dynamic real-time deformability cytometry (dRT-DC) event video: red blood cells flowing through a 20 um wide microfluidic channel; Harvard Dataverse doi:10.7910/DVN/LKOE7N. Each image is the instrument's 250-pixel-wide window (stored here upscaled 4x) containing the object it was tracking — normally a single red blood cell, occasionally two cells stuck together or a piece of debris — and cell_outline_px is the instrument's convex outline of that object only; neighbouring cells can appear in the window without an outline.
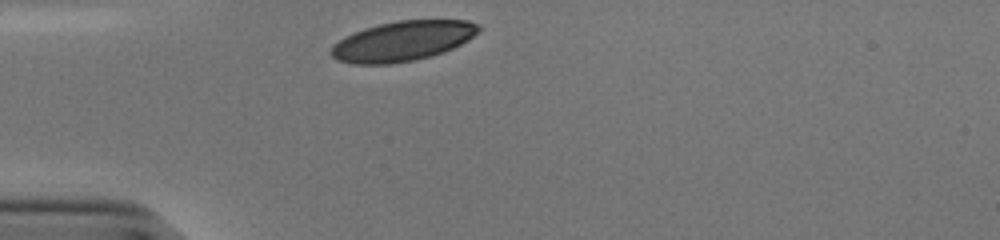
{"species": "human", "species_latin": "Homo sapiens", "temperature_condition": "cold", "stored_images_in_passage": 28, "camera_frame_rate_fps": 3000, "um_per_image_px": 0.085, "donor": {"sex": "male"}, "frame": {"image": 1, "passage_image": 1, "time_ms": 0.0, "image_size_px": [1000, 240], "cell_outline_px": [[480, 32], [468, 40], [452, 48], [428, 56], [412, 60], [388, 64], [356, 64], [336, 60], [328, 52], [332, 44], [344, 36], [364, 28], [396, 20], [468, 20], [480, 24]], "centroid_in_image_um": [34.19, 3.48], "position_along_channel_um": 50.8, "area_um2": 34.33}}
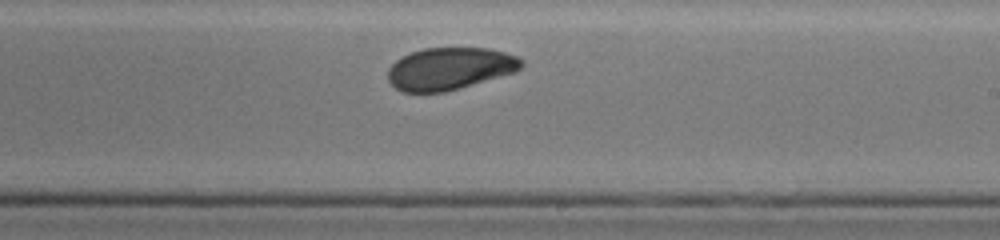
{"frame": {"image": 2, "passage_image": 18, "time_ms": 5.667, "image_size_px": [1000, 240], "cell_outline_px": [[524, 64], [516, 72], [460, 88], [444, 92], [400, 92], [388, 80], [388, 68], [396, 60], [412, 52], [424, 48], [488, 48], [504, 52], [516, 56], [524, 60]], "centroid_in_image_um": [38.24, 5.84], "position_along_channel_um": 250.8, "area_um2": 32.89}}
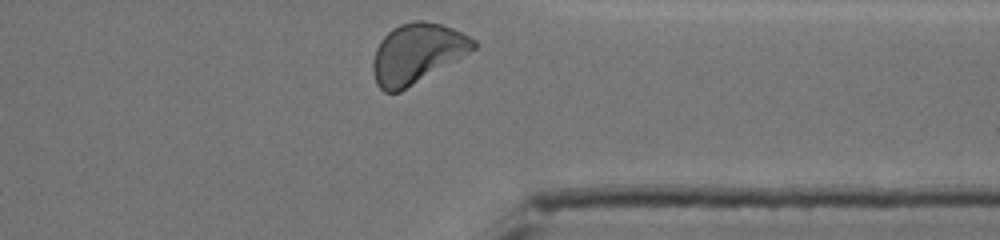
{"frame": {"image": 3, "passage_image": 28, "time_ms": 9.0, "image_size_px": [1000, 240], "cell_outline_px": [[480, 44], [476, 48], [456, 60], [400, 92], [384, 92], [376, 84], [372, 72], [372, 60], [376, 48], [380, 40], [392, 28], [400, 24], [412, 20], [424, 20], [440, 24], [452, 28], [476, 40]], "centroid_in_image_um": [35.42, 4.53], "position_along_channel_um": 376.0, "area_um2": 35.03}, "authors_computed_cell_mechanics": {"area_um2": 34.2465, "velocity_mm_per_s": 3.8131, "shape_relaxation_time_tau1_ms": 4.8363, "shape_relaxation_time_tau2_ms": 2.4676, "deformation_change_tau1": 0.1326, "deformation_change_tau2": 0.0589}}